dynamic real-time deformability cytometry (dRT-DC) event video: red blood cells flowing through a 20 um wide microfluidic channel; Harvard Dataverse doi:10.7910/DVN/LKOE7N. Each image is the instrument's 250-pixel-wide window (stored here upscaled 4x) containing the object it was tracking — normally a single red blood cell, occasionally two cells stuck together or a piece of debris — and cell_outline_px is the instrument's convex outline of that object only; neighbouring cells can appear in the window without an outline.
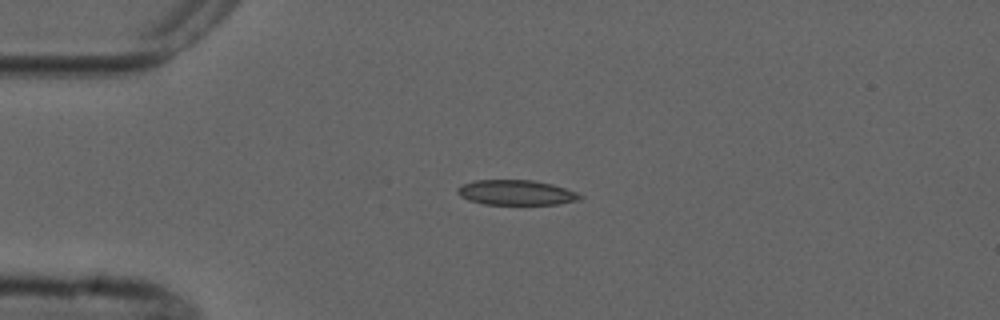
{"species": "common noctule bat (a hibernating species)", "species_latin": "Nyctalus noctula", "temperature_condition": "cold", "stored_images_in_passage": 3, "camera_frame_rate_fps": 3000, "um_per_image_px": 0.085, "animal": {"sex": "male", "forearm_length_mm": 52.5}, "frame": {"image": 1, "passage_image": 2, "time_ms": 2.0, "image_size_px": [1000, 320], "cell_outline_px": [[584, 196], [580, 200], [560, 204], [484, 204], [468, 200], [460, 196], [456, 192], [456, 188], [464, 184], [476, 180], [532, 180], [552, 184], [576, 192]], "centroid_in_image_um": [43.88, 16.37], "position_along_channel_um": 41.1, "area_um2": 17.86}}